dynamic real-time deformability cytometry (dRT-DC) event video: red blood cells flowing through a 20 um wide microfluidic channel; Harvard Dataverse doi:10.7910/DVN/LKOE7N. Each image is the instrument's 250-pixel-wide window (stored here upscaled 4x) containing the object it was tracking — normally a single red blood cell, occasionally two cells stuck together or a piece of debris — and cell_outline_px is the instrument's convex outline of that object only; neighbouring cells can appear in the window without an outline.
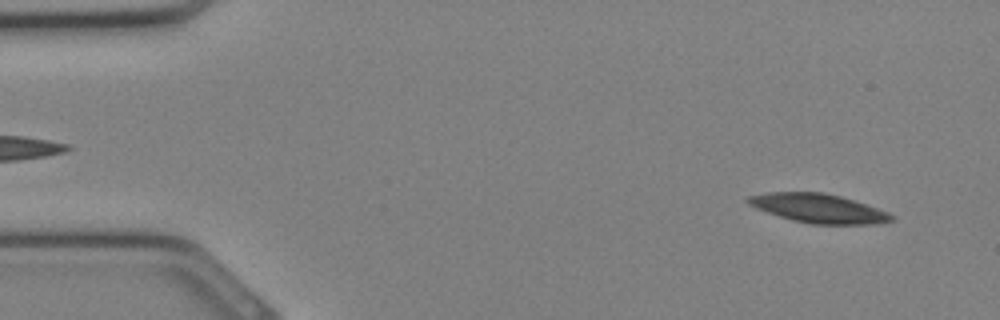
{"species": "Egyptian fruit bat (a non-hibernating species)", "species_latin": "Rousettus aegyptiacus", "temperature_condition": "cold", "stored_images_in_passage": 10, "camera_frame_rate_fps": 3000, "um_per_image_px": 0.085, "animal": {"sex": "female"}, "frame": {"image": 1, "passage_image": 2, "time_ms": 0.333, "image_size_px": [1000, 320], "cell_outline_px": [[896, 220], [880, 224], [808, 224], [792, 220], [756, 208], [748, 204], [744, 200], [748, 196], [768, 192], [824, 192], [840, 196], [888, 212], [896, 216]], "centroid_in_image_um": [69.59, 17.71], "position_along_channel_um": 15.4, "area_um2": 24.28}}